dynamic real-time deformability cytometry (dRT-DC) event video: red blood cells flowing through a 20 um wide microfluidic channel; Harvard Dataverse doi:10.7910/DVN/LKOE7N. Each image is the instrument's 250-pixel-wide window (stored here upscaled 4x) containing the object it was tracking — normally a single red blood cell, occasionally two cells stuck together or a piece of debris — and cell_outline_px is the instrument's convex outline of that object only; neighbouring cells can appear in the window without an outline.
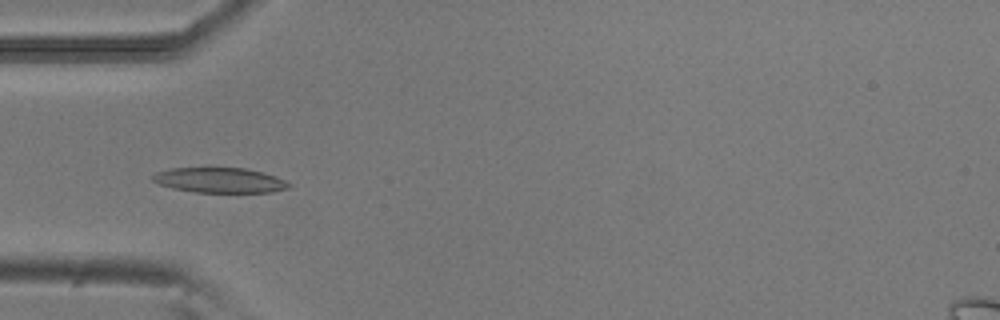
{"species": "common noctule bat (a hibernating species)", "species_latin": "Nyctalus noctula", "temperature_condition": "room temperature", "stored_images_in_passage": 6, "camera_frame_rate_fps": 3000, "um_per_image_px": 0.085, "animal": {"sex": "male", "body_mass_g": 20.5, "forearm_length_mm": 52.5}, "frame": {"image": 1, "passage_image": 4, "time_ms": 1.0, "image_size_px": [1000, 320], "cell_outline_px": [[292, 184], [288, 188], [272, 192], [196, 192], [172, 188], [160, 184], [152, 180], [152, 176], [156, 172], [168, 168], [248, 168], [264, 172], [276, 176]], "centroid_in_image_um": [18.69, 15.31], "position_along_channel_um": 66.3, "area_um2": 19.94}}
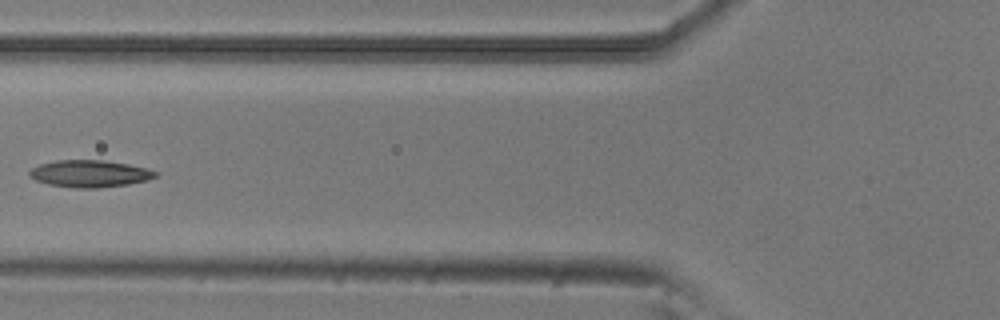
{"frame": {"image": 2, "passage_image": 5, "time_ms": 1.333, "image_size_px": [1000, 320], "cell_outline_px": [[160, 172], [156, 176], [148, 180], [128, 184], [96, 188], [76, 188], [48, 184], [36, 180], [28, 176], [28, 172], [32, 168], [40, 164], [56, 160], [104, 160], [128, 164], [148, 168]], "centroid_in_image_um": [7.64, 14.75], "position_along_channel_um": 118.2, "area_um2": 19.94}}
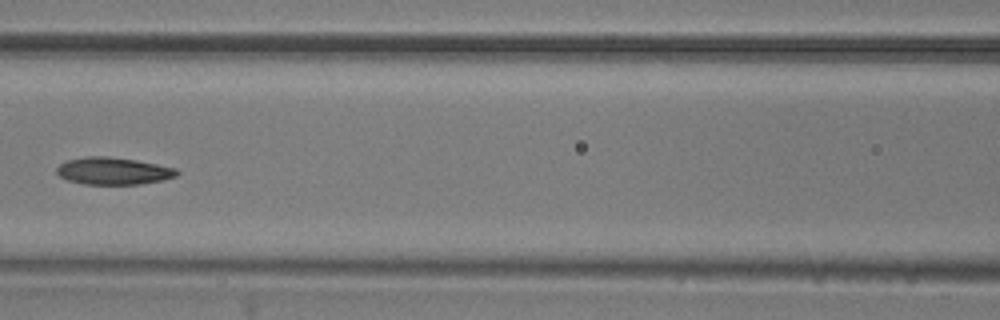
{"frame": {"image": 3, "passage_image": 6, "time_ms": 1.667, "image_size_px": [1000, 320], "cell_outline_px": [[180, 172], [176, 176], [164, 180], [140, 184], [80, 184], [68, 180], [60, 176], [56, 172], [56, 168], [60, 164], [68, 160], [84, 156], [108, 156], [136, 160], [176, 168]], "centroid_in_image_um": [9.63, 14.53], "position_along_channel_um": 157.0, "area_um2": 19.13}}